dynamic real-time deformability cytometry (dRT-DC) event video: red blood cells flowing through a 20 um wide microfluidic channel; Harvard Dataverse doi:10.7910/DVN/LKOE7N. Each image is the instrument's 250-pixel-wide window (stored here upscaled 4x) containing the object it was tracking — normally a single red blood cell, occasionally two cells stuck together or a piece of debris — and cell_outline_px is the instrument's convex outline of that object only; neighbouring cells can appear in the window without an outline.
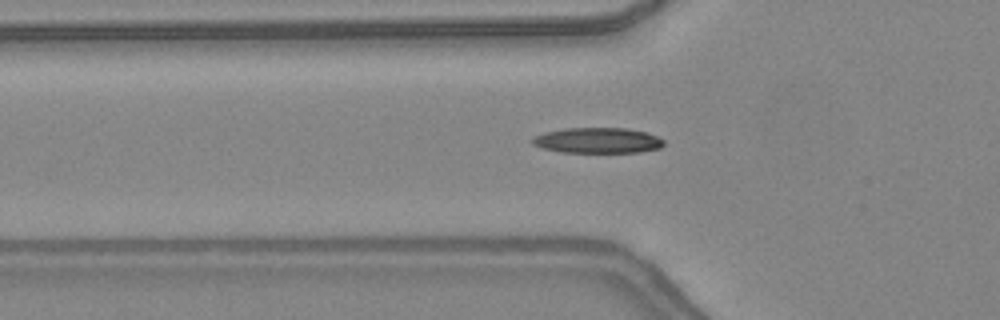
{"species": "common noctule bat (a hibernating species)", "species_latin": "Nyctalus noctula", "temperature_condition": "warm", "stored_images_in_passage": 42, "camera_frame_rate_fps": 3000, "um_per_image_px": 0.085, "animal": {"sex": "female", "body_mass_g": 24.6, "forearm_length_mm": 56.2}, "frame": {"image": 1, "passage_image": 11, "time_ms": 3.333, "image_size_px": [1000, 320], "cell_outline_px": [[664, 144], [660, 148], [640, 152], [560, 152], [544, 148], [532, 144], [528, 140], [544, 132], [564, 128], [628, 128], [648, 132], [664, 140]], "centroid_in_image_um": [50.8, 11.93], "position_along_channel_um": 75.0, "area_um2": 19.65}}
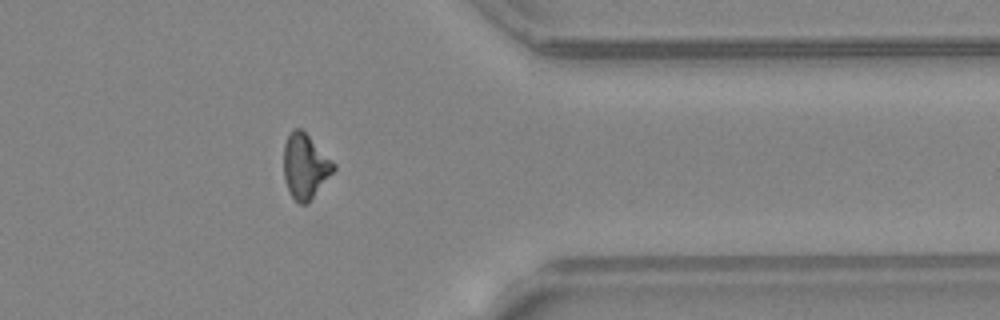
{"frame": {"image": 2, "passage_image": 33, "time_ms": 10.667, "image_size_px": [1000, 320], "cell_outline_px": [[336, 168], [308, 204], [300, 204], [292, 196], [284, 180], [284, 144], [292, 128], [300, 128], [336, 164]], "centroid_in_image_um": [25.93, 14.14], "position_along_channel_um": 385.5, "area_um2": 18.61}}
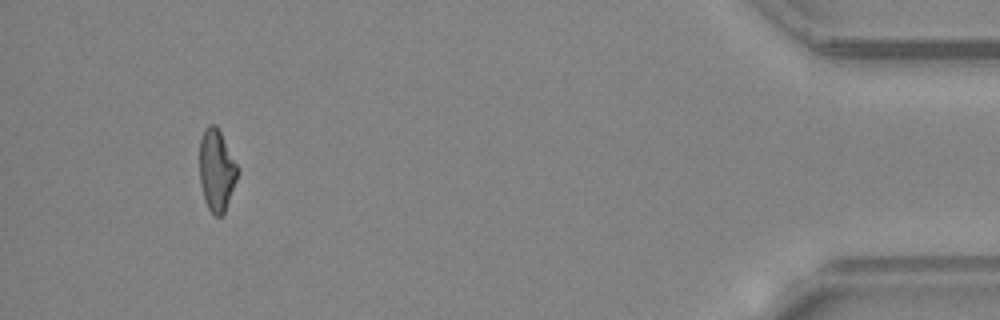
{"frame": {"image": 3, "passage_image": 39, "time_ms": 12.667, "image_size_px": [1000, 320], "cell_outline_px": [[240, 172], [224, 212], [220, 216], [216, 216], [208, 208], [204, 200], [200, 184], [200, 140], [204, 128], [208, 124], [216, 124], [240, 168]], "centroid_in_image_um": [18.42, 14.44], "position_along_channel_um": 416.8, "area_um2": 18.32}, "authors_computed_cell_mechanics": {"area_um2": 18.5827, "velocity_mm_per_s": 4.392, "shape_relaxation_time_tau1_ms": 10.2117, "shape_relaxation_time_tau2_ms": 3.7063, "deformation_change_tau1": 0.2682, "deformation_change_tau2": 0.127}}